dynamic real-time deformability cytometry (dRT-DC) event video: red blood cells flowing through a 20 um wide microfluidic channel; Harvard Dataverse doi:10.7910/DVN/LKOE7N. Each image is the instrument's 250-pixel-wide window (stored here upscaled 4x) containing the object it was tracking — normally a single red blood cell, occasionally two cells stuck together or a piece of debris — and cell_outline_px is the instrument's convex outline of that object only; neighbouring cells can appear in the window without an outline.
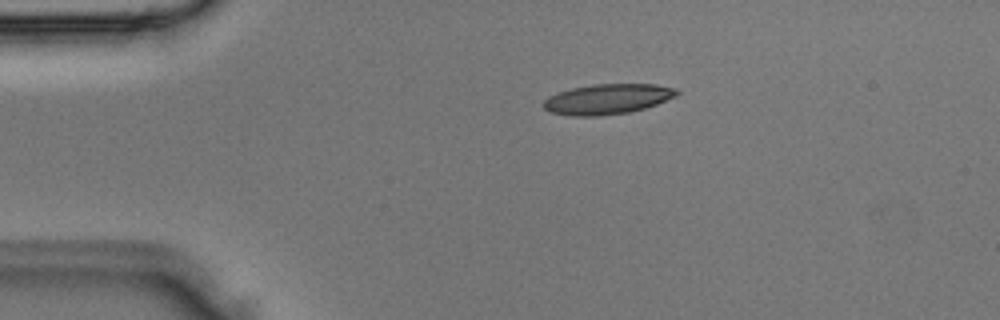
{"species": "Egyptian fruit bat (a non-hibernating species)", "species_latin": "Rousettus aegyptiacus", "temperature_condition": "room temperature", "stored_images_in_passage": 3, "camera_frame_rate_fps": 3000, "um_per_image_px": 0.085, "animal": {"sex": "male"}, "frame": {"image": 1, "passage_image": 2, "time_ms": 0.333, "image_size_px": [1000, 320], "cell_outline_px": [[680, 92], [676, 96], [656, 104], [644, 108], [628, 112], [596, 116], [572, 116], [552, 112], [544, 108], [544, 100], [548, 96], [572, 88], [592, 84], [656, 84], [676, 88]], "centroid_in_image_um": [51.65, 8.41], "position_along_channel_um": 33.3, "area_um2": 23.29}}